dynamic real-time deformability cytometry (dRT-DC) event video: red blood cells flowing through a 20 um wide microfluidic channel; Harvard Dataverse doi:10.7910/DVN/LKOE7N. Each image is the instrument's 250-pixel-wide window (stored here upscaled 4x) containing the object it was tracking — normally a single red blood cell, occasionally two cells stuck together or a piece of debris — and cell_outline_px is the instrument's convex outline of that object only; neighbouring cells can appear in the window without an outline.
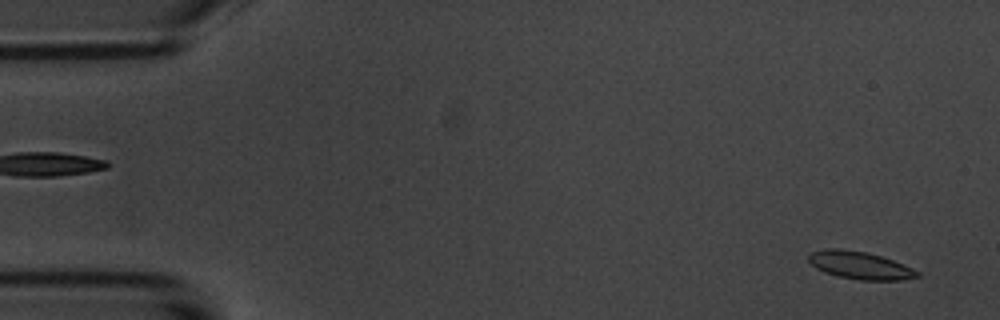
{"species": "common noctule bat (a hibernating species)", "species_latin": "Nyctalus noctula", "temperature_condition": "room temperature", "stored_images_in_passage": 2, "camera_frame_rate_fps": 3000, "um_per_image_px": 0.085, "animal": {"sex": "male", "body_mass_g": 20.1, "forearm_length_mm": 53.5}, "frame": {"image": 1, "passage_image": 2, "time_ms": 2.0, "image_size_px": [1000, 320], "cell_outline_px": [[920, 276], [904, 280], [860, 280], [836, 276], [824, 272], [816, 268], [808, 260], [808, 256], [812, 252], [828, 248], [840, 248], [868, 252], [892, 260], [912, 268], [920, 272]], "centroid_in_image_um": [73.09, 22.55], "position_along_channel_um": 11.9, "area_um2": 17.51}}